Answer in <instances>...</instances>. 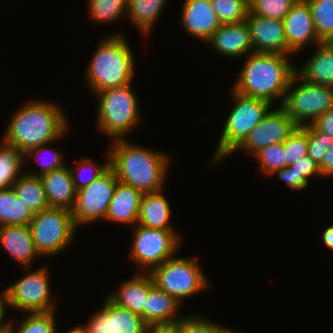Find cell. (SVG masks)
I'll list each match as a JSON object with an SVG mask.
<instances>
[{"instance_id":"6da1fadb","label":"cell","mask_w":333,"mask_h":333,"mask_svg":"<svg viewBox=\"0 0 333 333\" xmlns=\"http://www.w3.org/2000/svg\"><path fill=\"white\" fill-rule=\"evenodd\" d=\"M59 108L48 101L28 102L11 118L2 142L24 154L60 139L68 129V121Z\"/></svg>"},{"instance_id":"7a4b0ae2","label":"cell","mask_w":333,"mask_h":333,"mask_svg":"<svg viewBox=\"0 0 333 333\" xmlns=\"http://www.w3.org/2000/svg\"><path fill=\"white\" fill-rule=\"evenodd\" d=\"M107 154L110 167L120 182L143 193L163 190L169 168V158L163 152L130 144L125 139L112 140Z\"/></svg>"},{"instance_id":"3957f363","label":"cell","mask_w":333,"mask_h":333,"mask_svg":"<svg viewBox=\"0 0 333 333\" xmlns=\"http://www.w3.org/2000/svg\"><path fill=\"white\" fill-rule=\"evenodd\" d=\"M288 56L252 52L247 55L232 89L243 96L265 100L271 105L278 97L284 99L290 79L296 70Z\"/></svg>"},{"instance_id":"277c9868","label":"cell","mask_w":333,"mask_h":333,"mask_svg":"<svg viewBox=\"0 0 333 333\" xmlns=\"http://www.w3.org/2000/svg\"><path fill=\"white\" fill-rule=\"evenodd\" d=\"M124 35L101 40L86 71L87 85L93 92L132 84L134 56Z\"/></svg>"},{"instance_id":"5b68a950","label":"cell","mask_w":333,"mask_h":333,"mask_svg":"<svg viewBox=\"0 0 333 333\" xmlns=\"http://www.w3.org/2000/svg\"><path fill=\"white\" fill-rule=\"evenodd\" d=\"M130 85L97 92V127L113 140L123 139L140 121L138 98Z\"/></svg>"},{"instance_id":"8992f818","label":"cell","mask_w":333,"mask_h":333,"mask_svg":"<svg viewBox=\"0 0 333 333\" xmlns=\"http://www.w3.org/2000/svg\"><path fill=\"white\" fill-rule=\"evenodd\" d=\"M231 91L235 104L225 122L212 164L232 154L272 107L265 100L243 96L233 89Z\"/></svg>"},{"instance_id":"52a82bcc","label":"cell","mask_w":333,"mask_h":333,"mask_svg":"<svg viewBox=\"0 0 333 333\" xmlns=\"http://www.w3.org/2000/svg\"><path fill=\"white\" fill-rule=\"evenodd\" d=\"M299 80L302 83L292 89ZM281 100L279 107L291 117L296 126L303 127L312 124L320 115L333 108V87L307 83L295 73L290 79L284 99Z\"/></svg>"},{"instance_id":"ba28073f","label":"cell","mask_w":333,"mask_h":333,"mask_svg":"<svg viewBox=\"0 0 333 333\" xmlns=\"http://www.w3.org/2000/svg\"><path fill=\"white\" fill-rule=\"evenodd\" d=\"M32 239L42 256H55L66 249L76 232L72 211L48 207L35 213L30 222Z\"/></svg>"},{"instance_id":"9c48e42d","label":"cell","mask_w":333,"mask_h":333,"mask_svg":"<svg viewBox=\"0 0 333 333\" xmlns=\"http://www.w3.org/2000/svg\"><path fill=\"white\" fill-rule=\"evenodd\" d=\"M150 275L155 285L179 302L209 286L202 268L194 258H169Z\"/></svg>"},{"instance_id":"30bf717a","label":"cell","mask_w":333,"mask_h":333,"mask_svg":"<svg viewBox=\"0 0 333 333\" xmlns=\"http://www.w3.org/2000/svg\"><path fill=\"white\" fill-rule=\"evenodd\" d=\"M181 241L175 231L136 225L130 255L134 263L150 273L167 259L174 257ZM147 269V270H145Z\"/></svg>"},{"instance_id":"8fae6325","label":"cell","mask_w":333,"mask_h":333,"mask_svg":"<svg viewBox=\"0 0 333 333\" xmlns=\"http://www.w3.org/2000/svg\"><path fill=\"white\" fill-rule=\"evenodd\" d=\"M49 282L46 267L25 274L16 283L3 290L8 307L28 313L55 310Z\"/></svg>"},{"instance_id":"7c38bea8","label":"cell","mask_w":333,"mask_h":333,"mask_svg":"<svg viewBox=\"0 0 333 333\" xmlns=\"http://www.w3.org/2000/svg\"><path fill=\"white\" fill-rule=\"evenodd\" d=\"M117 181L114 170L109 167L88 186L77 191L72 210V219L76 228L105 218Z\"/></svg>"},{"instance_id":"4fadbf2b","label":"cell","mask_w":333,"mask_h":333,"mask_svg":"<svg viewBox=\"0 0 333 333\" xmlns=\"http://www.w3.org/2000/svg\"><path fill=\"white\" fill-rule=\"evenodd\" d=\"M295 128V123L281 107L270 109L233 152L241 150L254 155L269 145L284 142Z\"/></svg>"},{"instance_id":"5bb4252c","label":"cell","mask_w":333,"mask_h":333,"mask_svg":"<svg viewBox=\"0 0 333 333\" xmlns=\"http://www.w3.org/2000/svg\"><path fill=\"white\" fill-rule=\"evenodd\" d=\"M284 34L288 50L293 54L308 44L315 45L322 41L318 38L311 9L306 0H297L283 18Z\"/></svg>"},{"instance_id":"9a60e30c","label":"cell","mask_w":333,"mask_h":333,"mask_svg":"<svg viewBox=\"0 0 333 333\" xmlns=\"http://www.w3.org/2000/svg\"><path fill=\"white\" fill-rule=\"evenodd\" d=\"M245 21L250 30L254 52L291 55L287 48L283 20L260 17L248 12Z\"/></svg>"},{"instance_id":"2e32d148","label":"cell","mask_w":333,"mask_h":333,"mask_svg":"<svg viewBox=\"0 0 333 333\" xmlns=\"http://www.w3.org/2000/svg\"><path fill=\"white\" fill-rule=\"evenodd\" d=\"M181 22L184 29L198 39L207 41L222 25L210 0H184Z\"/></svg>"},{"instance_id":"e0dca14e","label":"cell","mask_w":333,"mask_h":333,"mask_svg":"<svg viewBox=\"0 0 333 333\" xmlns=\"http://www.w3.org/2000/svg\"><path fill=\"white\" fill-rule=\"evenodd\" d=\"M206 42L215 51L228 57H240L254 52L246 21L236 24H222Z\"/></svg>"},{"instance_id":"ac0fdd59","label":"cell","mask_w":333,"mask_h":333,"mask_svg":"<svg viewBox=\"0 0 333 333\" xmlns=\"http://www.w3.org/2000/svg\"><path fill=\"white\" fill-rule=\"evenodd\" d=\"M49 207L72 211L76 202L77 190L72 180L70 168L62 166L39 176Z\"/></svg>"},{"instance_id":"d6986e66","label":"cell","mask_w":333,"mask_h":333,"mask_svg":"<svg viewBox=\"0 0 333 333\" xmlns=\"http://www.w3.org/2000/svg\"><path fill=\"white\" fill-rule=\"evenodd\" d=\"M143 194L141 190L118 180L104 220L136 226Z\"/></svg>"},{"instance_id":"ffe728a7","label":"cell","mask_w":333,"mask_h":333,"mask_svg":"<svg viewBox=\"0 0 333 333\" xmlns=\"http://www.w3.org/2000/svg\"><path fill=\"white\" fill-rule=\"evenodd\" d=\"M0 243L9 255L23 264L25 269L40 253L35 247L29 225H6L0 226Z\"/></svg>"},{"instance_id":"44dd1931","label":"cell","mask_w":333,"mask_h":333,"mask_svg":"<svg viewBox=\"0 0 333 333\" xmlns=\"http://www.w3.org/2000/svg\"><path fill=\"white\" fill-rule=\"evenodd\" d=\"M155 286L150 273L143 272L134 275L128 281L123 282L117 293L108 297L117 305L127 308L141 316L143 319L144 305L146 304L149 291Z\"/></svg>"},{"instance_id":"7402d4cb","label":"cell","mask_w":333,"mask_h":333,"mask_svg":"<svg viewBox=\"0 0 333 333\" xmlns=\"http://www.w3.org/2000/svg\"><path fill=\"white\" fill-rule=\"evenodd\" d=\"M316 47V53L295 73L307 83L333 87V42H321Z\"/></svg>"},{"instance_id":"603a6c76","label":"cell","mask_w":333,"mask_h":333,"mask_svg":"<svg viewBox=\"0 0 333 333\" xmlns=\"http://www.w3.org/2000/svg\"><path fill=\"white\" fill-rule=\"evenodd\" d=\"M180 302L156 285L149 291L143 310V320L151 324H176L182 317L175 314Z\"/></svg>"},{"instance_id":"cb8c5ba5","label":"cell","mask_w":333,"mask_h":333,"mask_svg":"<svg viewBox=\"0 0 333 333\" xmlns=\"http://www.w3.org/2000/svg\"><path fill=\"white\" fill-rule=\"evenodd\" d=\"M162 191L143 194L137 225L175 231L169 224L171 209Z\"/></svg>"},{"instance_id":"d4e9b609","label":"cell","mask_w":333,"mask_h":333,"mask_svg":"<svg viewBox=\"0 0 333 333\" xmlns=\"http://www.w3.org/2000/svg\"><path fill=\"white\" fill-rule=\"evenodd\" d=\"M12 188L17 197L33 214L49 207L39 176L22 173L14 182Z\"/></svg>"},{"instance_id":"484cf974","label":"cell","mask_w":333,"mask_h":333,"mask_svg":"<svg viewBox=\"0 0 333 333\" xmlns=\"http://www.w3.org/2000/svg\"><path fill=\"white\" fill-rule=\"evenodd\" d=\"M107 328L108 333H145L147 324L140 315L107 297Z\"/></svg>"},{"instance_id":"4316f807","label":"cell","mask_w":333,"mask_h":333,"mask_svg":"<svg viewBox=\"0 0 333 333\" xmlns=\"http://www.w3.org/2000/svg\"><path fill=\"white\" fill-rule=\"evenodd\" d=\"M33 215L12 187L0 189V226L30 225Z\"/></svg>"},{"instance_id":"83f0119b","label":"cell","mask_w":333,"mask_h":333,"mask_svg":"<svg viewBox=\"0 0 333 333\" xmlns=\"http://www.w3.org/2000/svg\"><path fill=\"white\" fill-rule=\"evenodd\" d=\"M165 2L166 0H128L126 15L147 35L158 20Z\"/></svg>"},{"instance_id":"f1b7e54d","label":"cell","mask_w":333,"mask_h":333,"mask_svg":"<svg viewBox=\"0 0 333 333\" xmlns=\"http://www.w3.org/2000/svg\"><path fill=\"white\" fill-rule=\"evenodd\" d=\"M0 145V189H5L12 187L22 174L25 158L16 148L3 142Z\"/></svg>"},{"instance_id":"f546056e","label":"cell","mask_w":333,"mask_h":333,"mask_svg":"<svg viewBox=\"0 0 333 333\" xmlns=\"http://www.w3.org/2000/svg\"><path fill=\"white\" fill-rule=\"evenodd\" d=\"M311 9L314 28L322 42H333V0H306Z\"/></svg>"},{"instance_id":"4dcf8cb0","label":"cell","mask_w":333,"mask_h":333,"mask_svg":"<svg viewBox=\"0 0 333 333\" xmlns=\"http://www.w3.org/2000/svg\"><path fill=\"white\" fill-rule=\"evenodd\" d=\"M221 24H236L246 20L249 12L247 0H210Z\"/></svg>"},{"instance_id":"1f68e13d","label":"cell","mask_w":333,"mask_h":333,"mask_svg":"<svg viewBox=\"0 0 333 333\" xmlns=\"http://www.w3.org/2000/svg\"><path fill=\"white\" fill-rule=\"evenodd\" d=\"M55 311L56 310L48 312H30V314L24 318L22 323L19 324L16 330L17 333H55ZM13 323L14 322L10 321V333H16Z\"/></svg>"},{"instance_id":"d6a6232c","label":"cell","mask_w":333,"mask_h":333,"mask_svg":"<svg viewBox=\"0 0 333 333\" xmlns=\"http://www.w3.org/2000/svg\"><path fill=\"white\" fill-rule=\"evenodd\" d=\"M90 16L96 21H116L127 11L128 0H88Z\"/></svg>"},{"instance_id":"836d02e7","label":"cell","mask_w":333,"mask_h":333,"mask_svg":"<svg viewBox=\"0 0 333 333\" xmlns=\"http://www.w3.org/2000/svg\"><path fill=\"white\" fill-rule=\"evenodd\" d=\"M259 166L266 175H274L286 167L285 151L282 143L269 145L254 154Z\"/></svg>"},{"instance_id":"e575fe53","label":"cell","mask_w":333,"mask_h":333,"mask_svg":"<svg viewBox=\"0 0 333 333\" xmlns=\"http://www.w3.org/2000/svg\"><path fill=\"white\" fill-rule=\"evenodd\" d=\"M296 1L297 0H253L249 4V12L260 17L283 20Z\"/></svg>"},{"instance_id":"d590c367","label":"cell","mask_w":333,"mask_h":333,"mask_svg":"<svg viewBox=\"0 0 333 333\" xmlns=\"http://www.w3.org/2000/svg\"><path fill=\"white\" fill-rule=\"evenodd\" d=\"M283 147L286 167L295 163L299 158L308 155L307 130L302 126H296L283 142Z\"/></svg>"},{"instance_id":"8d00e7d4","label":"cell","mask_w":333,"mask_h":333,"mask_svg":"<svg viewBox=\"0 0 333 333\" xmlns=\"http://www.w3.org/2000/svg\"><path fill=\"white\" fill-rule=\"evenodd\" d=\"M307 130L308 156L320 166L327 148L333 144V138L318 130L313 124L303 126Z\"/></svg>"},{"instance_id":"74e56055","label":"cell","mask_w":333,"mask_h":333,"mask_svg":"<svg viewBox=\"0 0 333 333\" xmlns=\"http://www.w3.org/2000/svg\"><path fill=\"white\" fill-rule=\"evenodd\" d=\"M177 325L179 333H235L198 315L182 317Z\"/></svg>"},{"instance_id":"f35d334b","label":"cell","mask_w":333,"mask_h":333,"mask_svg":"<svg viewBox=\"0 0 333 333\" xmlns=\"http://www.w3.org/2000/svg\"><path fill=\"white\" fill-rule=\"evenodd\" d=\"M78 167L76 168L77 170H71V176L72 180L74 182L75 189L78 191L79 189L88 186L91 182H93L95 179H97L101 174H103L109 167H110V159L106 161V164L103 166L99 165L98 163H95L91 158L87 157H81V160L77 162ZM91 169L92 170V175L90 177H82L81 173L84 169ZM85 169V170H86ZM80 171V172H79ZM77 173V174H76ZM80 181V182H79Z\"/></svg>"},{"instance_id":"ab89813d","label":"cell","mask_w":333,"mask_h":333,"mask_svg":"<svg viewBox=\"0 0 333 333\" xmlns=\"http://www.w3.org/2000/svg\"><path fill=\"white\" fill-rule=\"evenodd\" d=\"M44 149H47L46 144L40 145V146L35 147V148H32V149L28 150L26 153H24V158H28V157L33 158V156L38 155L41 151L43 152ZM49 150L53 151L52 158L49 161H44V162L38 160L39 162L43 163V164L41 163V165H42L41 170L37 173L36 172L35 173L34 172H27V174L33 175V176H41L43 174L49 173V172H51L55 169H58V168L64 166V165H62L63 155L58 153L57 151L55 152L54 149L51 150L49 148Z\"/></svg>"},{"instance_id":"60d3db41","label":"cell","mask_w":333,"mask_h":333,"mask_svg":"<svg viewBox=\"0 0 333 333\" xmlns=\"http://www.w3.org/2000/svg\"><path fill=\"white\" fill-rule=\"evenodd\" d=\"M290 166H292L293 171L298 176H302L307 183L309 182V178L313 175L321 176L319 166L308 155L299 158Z\"/></svg>"},{"instance_id":"b9f144b4","label":"cell","mask_w":333,"mask_h":333,"mask_svg":"<svg viewBox=\"0 0 333 333\" xmlns=\"http://www.w3.org/2000/svg\"><path fill=\"white\" fill-rule=\"evenodd\" d=\"M102 309L94 314L87 325L83 326L86 333H108L107 328V298Z\"/></svg>"},{"instance_id":"7bdbcfd3","label":"cell","mask_w":333,"mask_h":333,"mask_svg":"<svg viewBox=\"0 0 333 333\" xmlns=\"http://www.w3.org/2000/svg\"><path fill=\"white\" fill-rule=\"evenodd\" d=\"M278 174L281 181L286 182L288 187L292 190H302L308 186V183L302 176H298L292 166H287L284 169L278 170L274 174Z\"/></svg>"},{"instance_id":"ee69618b","label":"cell","mask_w":333,"mask_h":333,"mask_svg":"<svg viewBox=\"0 0 333 333\" xmlns=\"http://www.w3.org/2000/svg\"><path fill=\"white\" fill-rule=\"evenodd\" d=\"M312 124L333 138V108L320 115Z\"/></svg>"},{"instance_id":"f6af8a7d","label":"cell","mask_w":333,"mask_h":333,"mask_svg":"<svg viewBox=\"0 0 333 333\" xmlns=\"http://www.w3.org/2000/svg\"><path fill=\"white\" fill-rule=\"evenodd\" d=\"M321 176H333V144L327 148L322 164L319 166Z\"/></svg>"},{"instance_id":"bcb514c9","label":"cell","mask_w":333,"mask_h":333,"mask_svg":"<svg viewBox=\"0 0 333 333\" xmlns=\"http://www.w3.org/2000/svg\"><path fill=\"white\" fill-rule=\"evenodd\" d=\"M145 333H179L176 324H151L147 325Z\"/></svg>"},{"instance_id":"7dc6e473","label":"cell","mask_w":333,"mask_h":333,"mask_svg":"<svg viewBox=\"0 0 333 333\" xmlns=\"http://www.w3.org/2000/svg\"><path fill=\"white\" fill-rule=\"evenodd\" d=\"M7 306H8V304H7L5 295L2 292V294L0 296V333L9 329L10 322H8V323H3L2 322V320L5 317L4 315H6L5 311L8 310V308H6Z\"/></svg>"},{"instance_id":"c3c4849f","label":"cell","mask_w":333,"mask_h":333,"mask_svg":"<svg viewBox=\"0 0 333 333\" xmlns=\"http://www.w3.org/2000/svg\"><path fill=\"white\" fill-rule=\"evenodd\" d=\"M322 237L324 245L333 250V225L324 230Z\"/></svg>"},{"instance_id":"681fc988","label":"cell","mask_w":333,"mask_h":333,"mask_svg":"<svg viewBox=\"0 0 333 333\" xmlns=\"http://www.w3.org/2000/svg\"><path fill=\"white\" fill-rule=\"evenodd\" d=\"M67 333H86V331H85L84 327L77 326V327H74L71 330H69V332H67Z\"/></svg>"},{"instance_id":"f907efd6","label":"cell","mask_w":333,"mask_h":333,"mask_svg":"<svg viewBox=\"0 0 333 333\" xmlns=\"http://www.w3.org/2000/svg\"><path fill=\"white\" fill-rule=\"evenodd\" d=\"M2 333H10V330L8 329V330H6V331H4Z\"/></svg>"},{"instance_id":"816d5d0a","label":"cell","mask_w":333,"mask_h":333,"mask_svg":"<svg viewBox=\"0 0 333 333\" xmlns=\"http://www.w3.org/2000/svg\"><path fill=\"white\" fill-rule=\"evenodd\" d=\"M253 0H247L248 4H250Z\"/></svg>"}]
</instances>
